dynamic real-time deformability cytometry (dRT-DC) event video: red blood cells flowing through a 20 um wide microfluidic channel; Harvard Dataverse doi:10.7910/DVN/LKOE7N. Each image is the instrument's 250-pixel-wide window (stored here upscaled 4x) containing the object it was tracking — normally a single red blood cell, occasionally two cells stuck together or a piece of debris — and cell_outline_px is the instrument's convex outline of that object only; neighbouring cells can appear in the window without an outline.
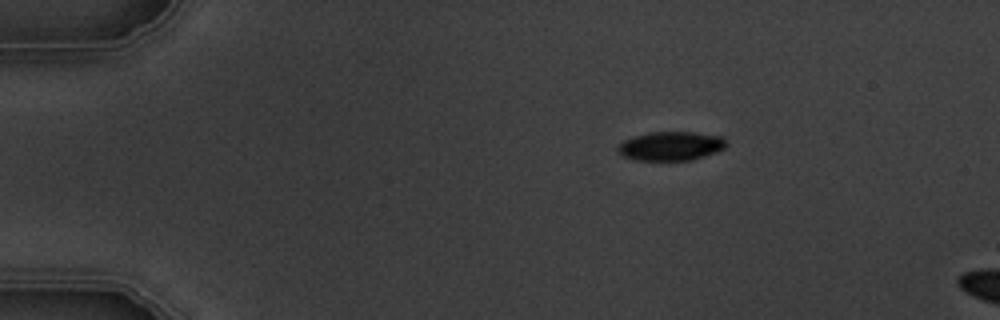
{"species": "common noctule bat (a hibernating species)", "species_latin": "Nyctalus noctula", "temperature_condition": "warm", "stored_images_in_passage": 3, "camera_frame_rate_fps": 3000, "um_per_image_px": 0.085, "animal": {"sex": "male", "body_mass_g": 19.5, "forearm_length_mm": 54.6}, "frame": {"image": 1, "passage_image": 1, "time_ms": 0.0, "image_size_px": [1000, 320], "cell_outline_px": [[728, 144], [724, 148], [704, 156], [692, 160], [636, 160], [624, 156], [616, 148], [624, 140], [636, 136], [652, 132], [692, 132], [724, 136]], "centroid_in_image_um": [57.07, 12.41], "position_along_channel_um": 27.9, "area_um2": 18.15}}